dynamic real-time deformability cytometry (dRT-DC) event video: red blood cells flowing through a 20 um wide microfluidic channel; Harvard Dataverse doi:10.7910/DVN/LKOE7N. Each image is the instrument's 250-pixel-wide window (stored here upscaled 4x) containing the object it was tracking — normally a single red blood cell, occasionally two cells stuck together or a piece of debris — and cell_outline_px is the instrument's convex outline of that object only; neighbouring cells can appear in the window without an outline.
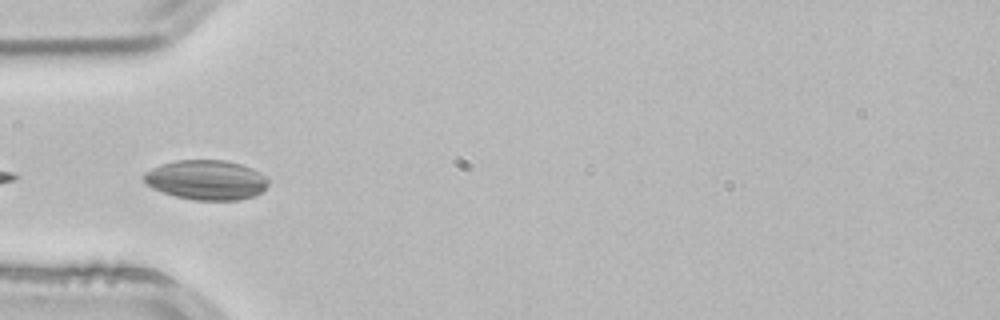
{"species": "common noctule bat (a hibernating species)", "species_latin": "Nyctalus noctula", "temperature_condition": "room temperature", "stored_images_in_passage": 3, "camera_frame_rate_fps": 3000, "um_per_image_px": 0.085, "animal": {"sex": "male", "body_mass_g": 21.5, "forearm_length_mm": 52.0}, "frame": {"image": 1, "passage_image": 3, "time_ms": 0.667, "image_size_px": [1000, 320], "cell_outline_px": [[268, 184], [264, 192], [256, 196], [240, 200], [192, 200], [176, 196], [152, 188], [144, 184], [144, 172], [152, 168], [176, 160], [224, 160], [240, 164], [252, 168], [268, 176]], "centroid_in_image_um": [17.58, 15.3], "position_along_channel_um": 67.4, "area_um2": 29.07}}